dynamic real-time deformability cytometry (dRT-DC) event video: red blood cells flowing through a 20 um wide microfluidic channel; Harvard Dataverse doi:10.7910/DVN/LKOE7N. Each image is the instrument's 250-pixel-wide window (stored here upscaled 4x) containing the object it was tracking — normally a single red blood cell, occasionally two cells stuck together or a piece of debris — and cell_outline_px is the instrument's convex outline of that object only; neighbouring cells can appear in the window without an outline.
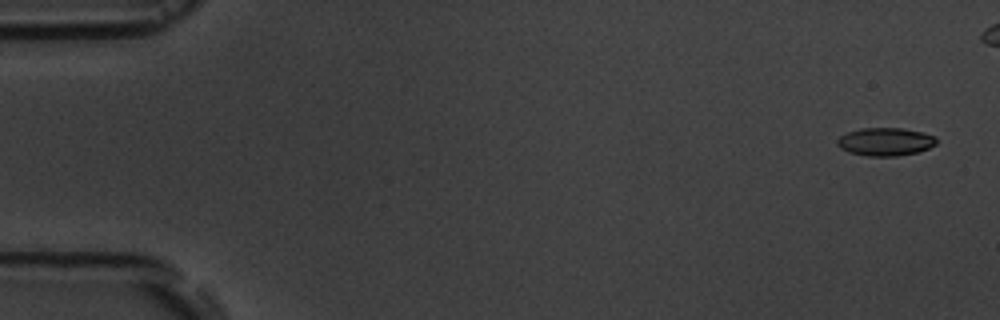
{"species": "common noctule bat (a hibernating species)", "species_latin": "Nyctalus noctula", "temperature_condition": "room temperature", "stored_images_in_passage": 8, "segment_of_instrument_passage": [1, 2], "camera_frame_rate_fps": 3000, "um_per_image_px": 0.085, "animal": {"sex": "male", "body_mass_g": 19.5, "forearm_length_mm": 54.6}, "frame": {"image": 1, "passage_image": 1, "time_ms": 0.0, "image_size_px": [1000, 320], "cell_outline_px": [[936, 144], [920, 152], [896, 156], [868, 156], [848, 152], [840, 148], [836, 144], [836, 140], [840, 136], [848, 132], [860, 128], [904, 128], [936, 136]], "centroid_in_image_um": [75.24, 12.05], "position_along_channel_um": 9.8, "area_um2": 16.3}}
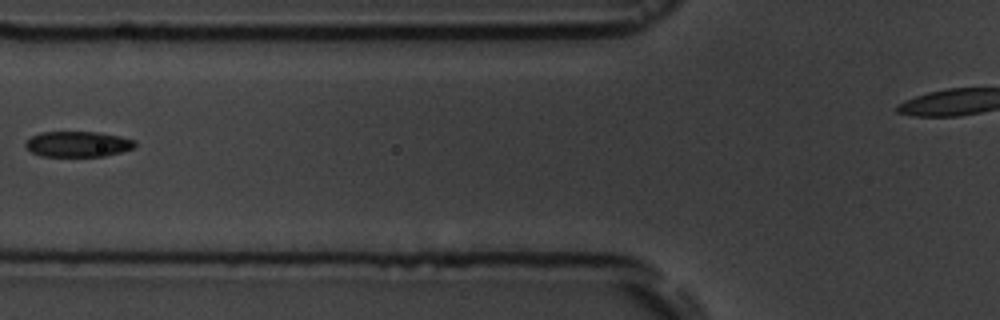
{"frame": {"image": 2, "passage_image": 6, "time_ms": 6.667, "image_size_px": [1000, 320], "cell_outline_px": [[136, 144], [132, 148], [120, 152], [104, 156], [40, 156], [32, 152], [24, 144], [32, 136], [40, 132], [100, 132], [120, 136], [136, 140]], "centroid_in_image_um": [6.63, 12.24], "position_along_channel_um": 119.2, "area_um2": 16.24}}
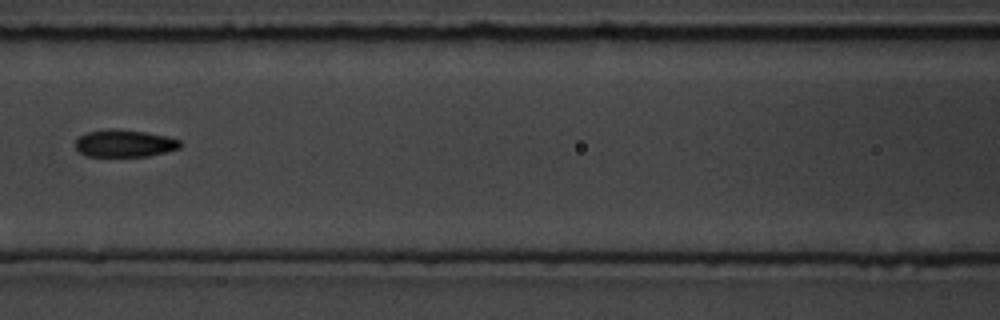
{"frame": {"image": 3, "passage_image": 7, "time_ms": 7.667, "image_size_px": [1000, 320], "cell_outline_px": [[180, 148], [148, 156], [88, 156], [80, 152], [76, 148], [76, 140], [80, 136], [88, 132], [108, 128], [112, 128], [144, 132], [168, 136], [180, 140]], "centroid_in_image_um": [10.58, 12.18], "position_along_channel_um": 156.0, "area_um2": 16.53}}